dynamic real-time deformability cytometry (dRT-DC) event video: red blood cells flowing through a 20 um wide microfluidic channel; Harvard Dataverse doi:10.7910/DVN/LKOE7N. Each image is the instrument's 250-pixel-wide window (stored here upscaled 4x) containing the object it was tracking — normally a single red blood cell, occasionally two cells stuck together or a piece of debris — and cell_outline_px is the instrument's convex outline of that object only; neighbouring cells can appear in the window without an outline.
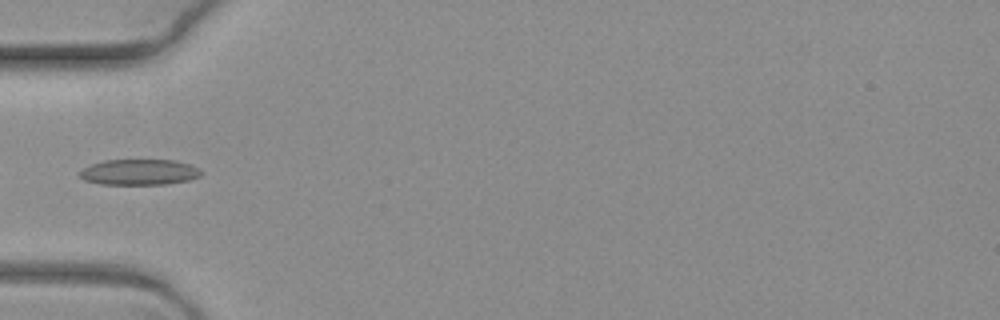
{"species": "common noctule bat (a hibernating species)", "species_latin": "Nyctalus noctula", "temperature_condition": "warm", "stored_images_in_passage": 8, "camera_frame_rate_fps": 3000, "um_per_image_px": 0.085, "animal": {"sex": "female", "body_mass_g": 19.3, "forearm_length_mm": 54.1}, "frame": {"image": 1, "passage_image": 3, "time_ms": 0.667, "image_size_px": [1000, 320], "cell_outline_px": [[200, 176], [188, 180], [164, 184], [100, 184], [84, 180], [80, 176], [80, 172], [84, 168], [92, 164], [104, 160], [172, 160], [188, 164], [196, 168], [200, 172]], "centroid_in_image_um": [11.79, 14.63], "position_along_channel_um": 73.2, "area_um2": 17.86}}
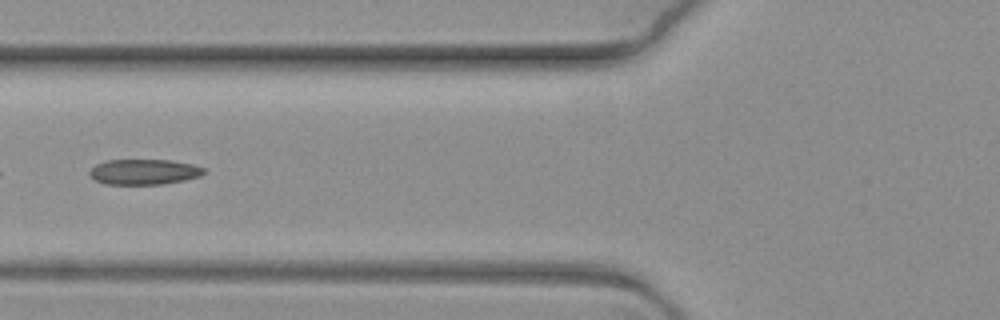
{"frame": {"image": 2, "passage_image": 4, "time_ms": 1.0, "image_size_px": [1000, 320], "cell_outline_px": [[204, 172], [200, 176], [184, 180], [164, 184], [104, 184], [96, 180], [88, 172], [96, 164], [108, 160], [172, 160], [192, 164], [204, 168]], "centroid_in_image_um": [12.25, 14.61], "position_along_channel_um": 113.6, "area_um2": 16.82}}
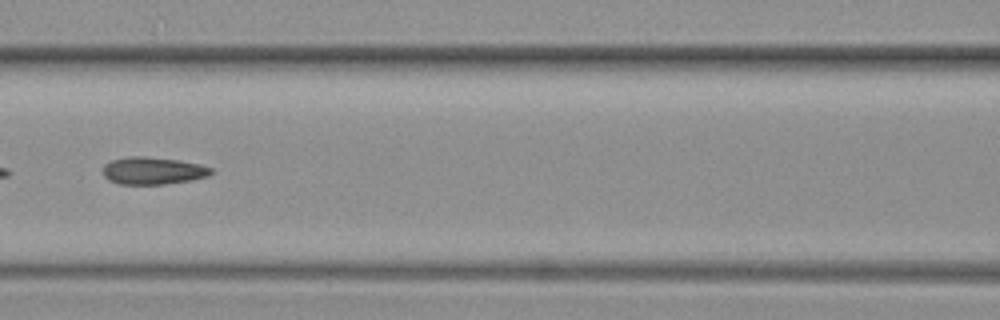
{"frame": {"image": 3, "passage_image": 5, "time_ms": 1.333, "image_size_px": [1000, 320], "cell_outline_px": [[212, 172], [208, 176], [192, 180], [164, 184], [120, 184], [108, 180], [104, 176], [104, 164], [112, 160], [128, 156], [144, 156], [176, 160], [200, 164], [212, 168]], "centroid_in_image_um": [12.99, 14.51], "position_along_channel_um": 153.6, "area_um2": 17.17}}